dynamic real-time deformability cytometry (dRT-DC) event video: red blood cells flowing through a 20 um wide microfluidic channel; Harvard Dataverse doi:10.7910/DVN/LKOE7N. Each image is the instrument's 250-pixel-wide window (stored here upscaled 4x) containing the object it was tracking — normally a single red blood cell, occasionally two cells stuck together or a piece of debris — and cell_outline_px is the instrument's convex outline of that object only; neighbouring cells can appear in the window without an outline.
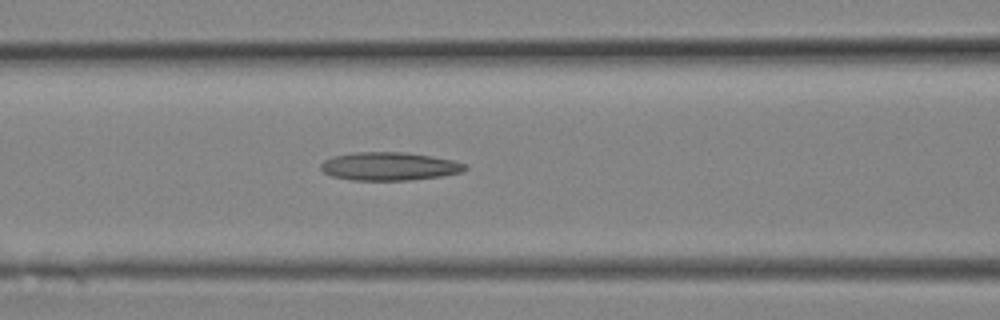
{"species": "Egyptian fruit bat (a non-hibernating species)", "species_latin": "Rousettus aegyptiacus", "temperature_condition": "room temperature", "stored_images_in_passage": 6, "camera_frame_rate_fps": 3000, "um_per_image_px": 0.085, "animal": {"sex": "female"}, "frame": {"image": 1, "passage_image": 6, "time_ms": 1.667, "image_size_px": [1000, 320], "cell_outline_px": [[468, 168], [460, 172], [440, 176], [408, 180], [352, 180], [332, 176], [324, 172], [320, 168], [320, 164], [324, 160], [332, 156], [356, 152], [404, 152], [432, 156], [452, 160], [468, 164]], "centroid_in_image_um": [33.08, 14.13], "position_along_channel_um": 133.5, "area_um2": 23.7}}